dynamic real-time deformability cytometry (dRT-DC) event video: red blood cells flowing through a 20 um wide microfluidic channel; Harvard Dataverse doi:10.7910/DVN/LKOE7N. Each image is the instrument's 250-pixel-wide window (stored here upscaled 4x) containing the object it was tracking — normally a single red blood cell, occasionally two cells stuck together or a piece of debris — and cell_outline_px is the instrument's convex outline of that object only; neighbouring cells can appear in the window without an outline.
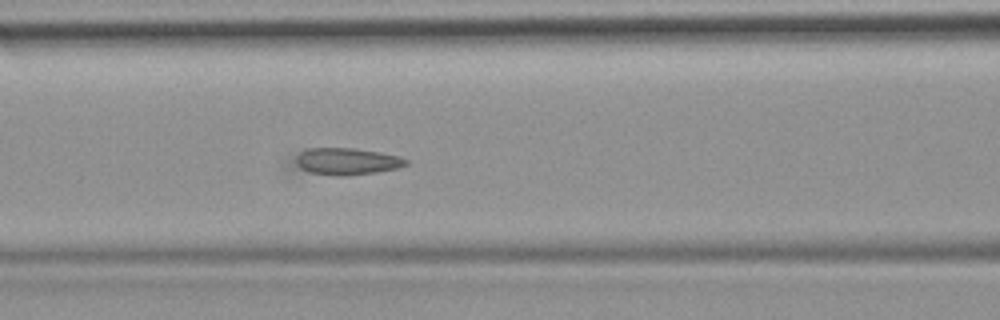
{"species": "common noctule bat (a hibernating species)", "species_latin": "Nyctalus noctula", "temperature_condition": "room temperature", "stored_images_in_passage": 26, "camera_frame_rate_fps": 3000, "um_per_image_px": 0.085, "animal": {"sex": "female", "body_mass_g": 19.9}, "frame": {"image": 1, "passage_image": 21, "time_ms": 6.667, "image_size_px": [1000, 320], "cell_outline_px": [[408, 164], [396, 168], [376, 172], [348, 176], [288, 176], [284, 172], [284, 168], [288, 160], [296, 152], [304, 148], [356, 148], [380, 152], [400, 156], [408, 160]], "centroid_in_image_um": [28.93, 13.79], "position_along_channel_um": 137.7, "area_um2": 20.06}}